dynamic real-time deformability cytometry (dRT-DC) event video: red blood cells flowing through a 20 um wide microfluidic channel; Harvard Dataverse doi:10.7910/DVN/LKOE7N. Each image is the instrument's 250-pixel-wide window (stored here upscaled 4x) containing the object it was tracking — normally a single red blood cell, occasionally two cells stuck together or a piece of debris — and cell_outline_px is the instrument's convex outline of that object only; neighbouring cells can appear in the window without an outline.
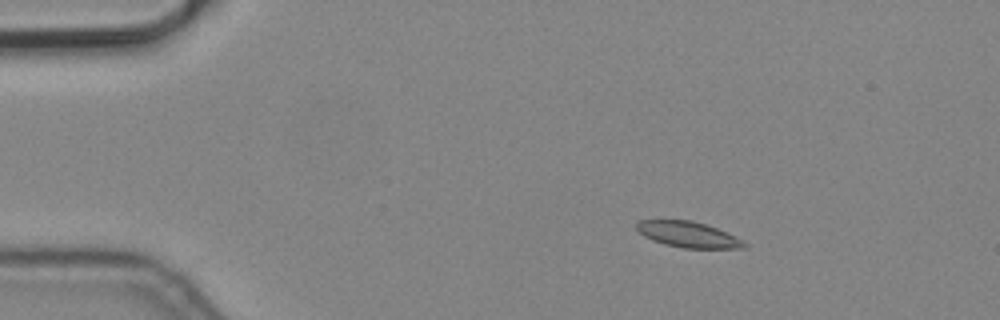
{"species": "common noctule bat (a hibernating species)", "species_latin": "Nyctalus noctula", "temperature_condition": "cold", "stored_images_in_passage": 4, "camera_frame_rate_fps": 3000, "um_per_image_px": 0.085, "animal": {"sex": "male", "body_mass_g": 19.2, "forearm_length_mm": 51.8}, "frame": {"image": 1, "passage_image": 1, "time_ms": 0.0, "image_size_px": [1000, 320], "cell_outline_px": [[748, 248], [684, 248], [664, 244], [652, 240], [644, 236], [636, 228], [636, 220], [692, 220], [716, 228], [748, 244]], "centroid_in_image_um": [58.44, 19.93], "position_along_channel_um": 26.6, "area_um2": 15.95}}
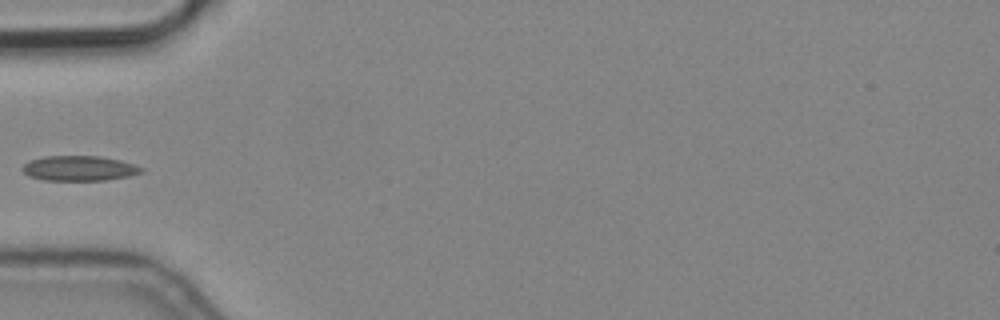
{"frame": {"image": 2, "passage_image": 4, "time_ms": 1.0, "image_size_px": [1000, 320], "cell_outline_px": [[144, 172], [128, 176], [104, 180], [44, 180], [28, 176], [20, 168], [28, 160], [44, 156], [100, 156], [120, 160], [144, 168]], "centroid_in_image_um": [6.7, 14.3], "position_along_channel_um": 78.3, "area_um2": 17.4}}